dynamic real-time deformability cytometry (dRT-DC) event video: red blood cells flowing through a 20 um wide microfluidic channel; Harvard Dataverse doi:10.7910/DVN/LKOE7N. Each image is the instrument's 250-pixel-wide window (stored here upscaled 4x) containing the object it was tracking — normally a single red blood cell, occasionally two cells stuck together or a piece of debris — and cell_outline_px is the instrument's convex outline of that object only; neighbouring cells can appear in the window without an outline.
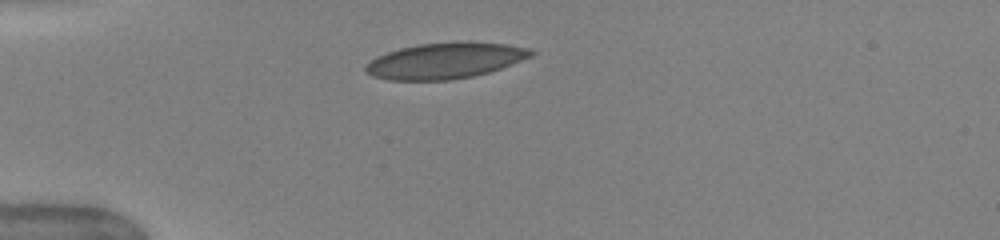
{"species": "human", "species_latin": "Homo sapiens", "temperature_condition": "warm", "stored_images_in_passage": 37, "camera_frame_rate_fps": 3000, "um_per_image_px": 0.085, "donor": {"sex": "female"}, "frame": {"image": 1, "passage_image": 1, "time_ms": 0.0, "image_size_px": [1000, 240], "cell_outline_px": [[536, 52], [532, 56], [512, 64], [488, 72], [472, 76], [448, 80], [388, 80], [372, 76], [364, 72], [364, 68], [376, 56], [400, 48], [420, 44], [508, 44], [528, 48]], "centroid_in_image_um": [37.79, 5.2], "position_along_channel_um": 47.2, "area_um2": 33.52}}
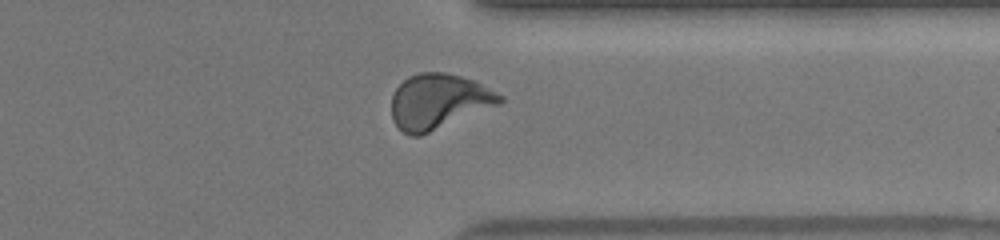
{"frame": {"image": 2, "passage_image": 27, "time_ms": 8.667, "image_size_px": [1000, 240], "cell_outline_px": [[504, 100], [500, 104], [420, 136], [408, 136], [396, 128], [392, 120], [392, 96], [396, 88], [408, 76], [420, 72], [444, 72], [460, 76], [472, 80], [504, 96]], "centroid_in_image_um": [37.24, 8.64], "position_along_channel_um": 374.2, "area_um2": 34.8}}
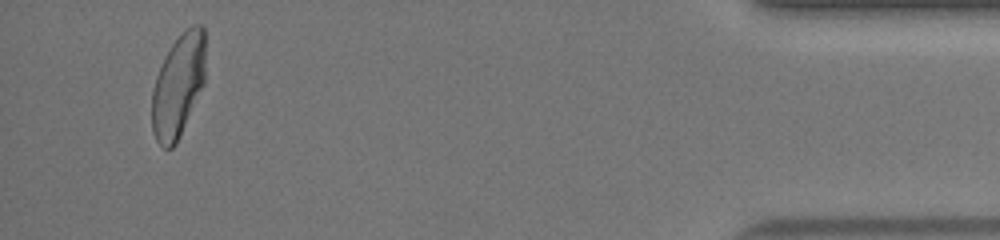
{"frame": {"image": 3, "passage_image": 35, "time_ms": 11.333, "image_size_px": [1000, 240], "cell_outline_px": [[204, 84], [180, 136], [176, 144], [172, 148], [164, 148], [156, 140], [152, 132], [152, 92], [156, 76], [172, 44], [192, 24], [200, 24], [204, 28]], "centroid_in_image_um": [15.14, 7.32], "position_along_channel_um": 420.1, "area_um2": 31.73}, "authors_computed_cell_mechanics": {"area_um2": 33.1772, "velocity_mm_per_s": 4.0467, "shape_relaxation_time_tau1_ms": 4.8905, "shape_relaxation_time_tau2_ms": 0.6384, "deformation_change_tau1": 0.1813, "deformation_change_tau2": 0.0769}}